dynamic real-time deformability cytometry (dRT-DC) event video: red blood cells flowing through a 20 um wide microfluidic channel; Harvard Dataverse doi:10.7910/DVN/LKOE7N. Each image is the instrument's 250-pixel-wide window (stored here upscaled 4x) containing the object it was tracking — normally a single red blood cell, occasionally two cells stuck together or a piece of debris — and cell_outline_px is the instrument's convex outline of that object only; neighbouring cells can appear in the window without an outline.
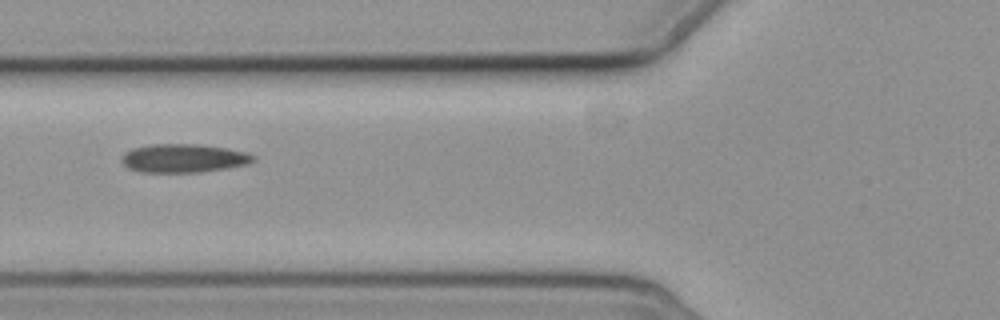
{"species": "common noctule bat (a hibernating species)", "species_latin": "Nyctalus noctula", "temperature_condition": "cold", "stored_images_in_passage": 6, "camera_frame_rate_fps": 3000, "um_per_image_px": 0.085, "animal": {"sex": "female", "body_mass_g": 19.3, "forearm_length_mm": 54.1}, "frame": {"image": 1, "passage_image": 5, "time_ms": 6.0, "image_size_px": [1000, 320], "cell_outline_px": [[256, 160], [248, 164], [228, 168], [200, 172], [140, 172], [128, 168], [120, 160], [124, 152], [132, 148], [148, 144], [200, 144], [228, 148], [248, 152], [256, 156]], "centroid_in_image_um": [15.63, 13.44], "position_along_channel_um": 110.2, "area_um2": 22.25}}
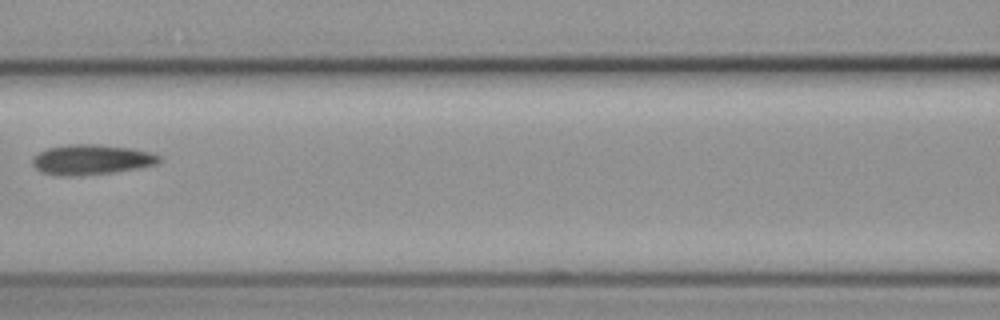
{"frame": {"image": 2, "passage_image": 6, "time_ms": 7.333, "image_size_px": [1000, 320], "cell_outline_px": [[160, 160], [156, 164], [136, 168], [112, 172], [76, 176], [56, 176], [40, 172], [32, 164], [32, 156], [48, 148], [68, 144], [96, 144], [132, 148], [152, 152], [160, 156]], "centroid_in_image_um": [7.72, 13.57], "position_along_channel_um": 158.9, "area_um2": 22.31}}